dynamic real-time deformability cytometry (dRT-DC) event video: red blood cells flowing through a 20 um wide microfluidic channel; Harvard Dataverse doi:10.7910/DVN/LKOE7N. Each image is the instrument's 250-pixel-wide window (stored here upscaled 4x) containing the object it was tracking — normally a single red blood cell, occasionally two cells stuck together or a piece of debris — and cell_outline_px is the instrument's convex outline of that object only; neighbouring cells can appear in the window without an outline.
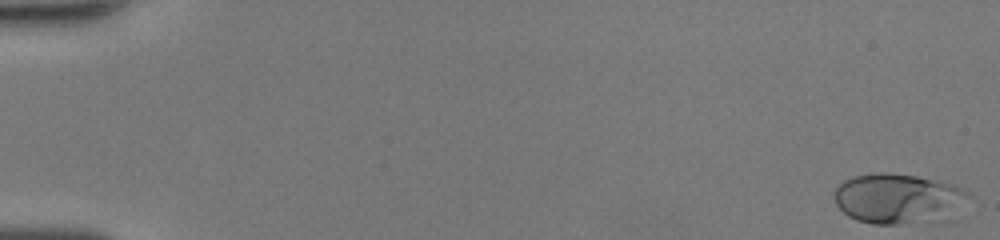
{"species": "human", "species_latin": "Homo sapiens", "temperature_condition": "room temperature", "stored_images_in_passage": 50, "camera_frame_rate_fps": 3000, "um_per_image_px": 0.085, "donor": {"sex": "female"}, "frame": {"image": 1, "passage_image": 1, "time_ms": 0.0, "image_size_px": [1000, 240], "cell_outline_px": [[972, 196], [956, 220], [896, 224], [872, 224], [856, 220], [848, 216], [836, 204], [836, 188], [844, 180], [856, 176], [872, 172], [888, 172], [916, 176], [940, 180], [952, 184], [968, 192]], "centroid_in_image_um": [76.49, 16.91], "position_along_channel_um": 8.5, "area_um2": 40.34}}
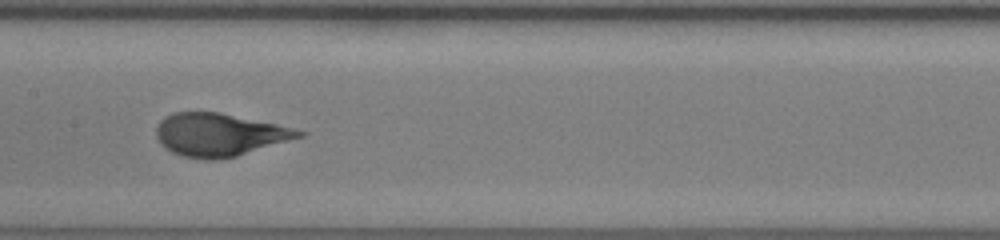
{"frame": {"image": 2, "passage_image": 27, "time_ms": 8.667, "image_size_px": [1000, 240], "cell_outline_px": [[308, 132], [304, 136], [236, 156], [220, 160], [204, 160], [184, 156], [172, 152], [164, 148], [160, 144], [156, 136], [156, 128], [160, 120], [164, 116], [172, 112], [220, 112], [276, 124]], "centroid_in_image_um": [18.61, 11.45], "position_along_channel_um": 188.8, "area_um2": 35.72}}
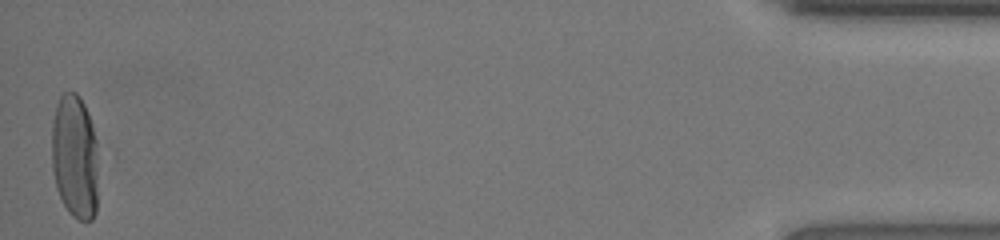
{"frame": {"image": 3, "passage_image": 50, "time_ms": 16.333, "image_size_px": [1000, 240], "cell_outline_px": [[96, 212], [92, 220], [80, 220], [72, 216], [68, 212], [56, 188], [52, 172], [52, 120], [56, 104], [60, 96], [68, 88], [76, 92], [80, 96], [88, 112], [92, 124], [96, 140]], "centroid_in_image_um": [6.33, 13.26], "position_along_channel_um": 428.9, "area_um2": 34.04}, "authors_computed_cell_mechanics": {"area_um2": 34.9401, "velocity_mm_per_s": 4.2566, "shape_relaxation_time_tau1_ms": 3.4772, "shape_relaxation_time_tau2_ms": null, "deformation_change_tau1": 0.1813, "deformation_change_tau2": null}}